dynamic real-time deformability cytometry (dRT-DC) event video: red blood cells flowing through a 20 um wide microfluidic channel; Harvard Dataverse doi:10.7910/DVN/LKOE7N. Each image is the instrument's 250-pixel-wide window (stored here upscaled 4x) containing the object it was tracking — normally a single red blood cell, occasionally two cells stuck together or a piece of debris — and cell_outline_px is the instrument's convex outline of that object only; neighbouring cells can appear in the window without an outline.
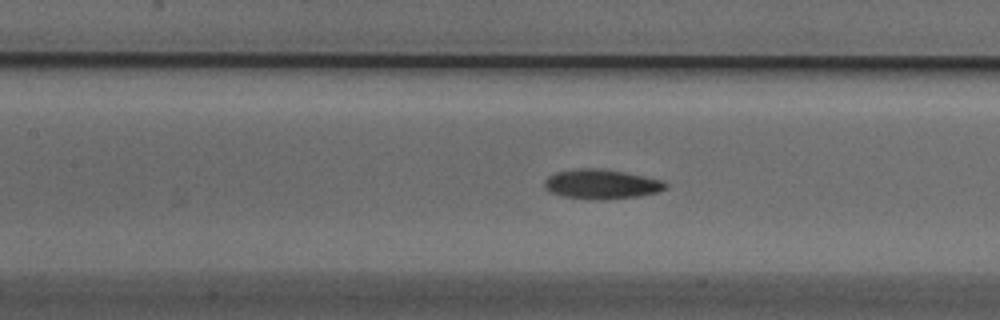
{"species": "Egyptian fruit bat (a non-hibernating species)", "species_latin": "Rousettus aegyptiacus", "temperature_condition": "cold", "stored_images_in_passage": 39, "camera_frame_rate_fps": 3000, "um_per_image_px": 0.085, "animal": {"sex": "male"}, "frame": {"image": 1, "passage_image": 8, "time_ms": 2.333, "image_size_px": [1000, 320], "cell_outline_px": [[668, 188], [656, 192], [640, 196], [608, 200], [592, 200], [564, 196], [548, 192], [544, 188], [544, 180], [548, 176], [556, 172], [576, 168], [600, 168], [624, 172], [664, 180], [668, 184]], "centroid_in_image_um": [51.12, 15.66], "position_along_channel_um": 156.3, "area_um2": 21.27}}
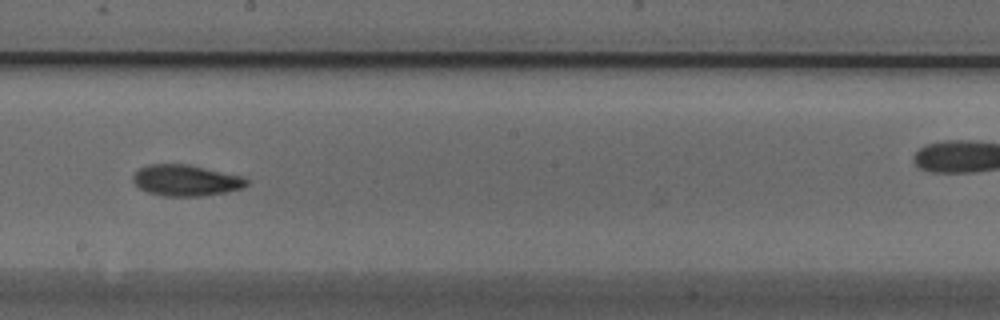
{"frame": {"image": 2, "passage_image": 14, "time_ms": 4.333, "image_size_px": [1000, 320], "cell_outline_px": [[248, 184], [244, 188], [224, 192], [200, 196], [164, 196], [148, 192], [140, 188], [132, 180], [132, 176], [140, 168], [148, 164], [188, 164], [244, 176], [248, 180]], "centroid_in_image_um": [15.82, 15.32], "position_along_channel_um": 232.4, "area_um2": 20.63}}
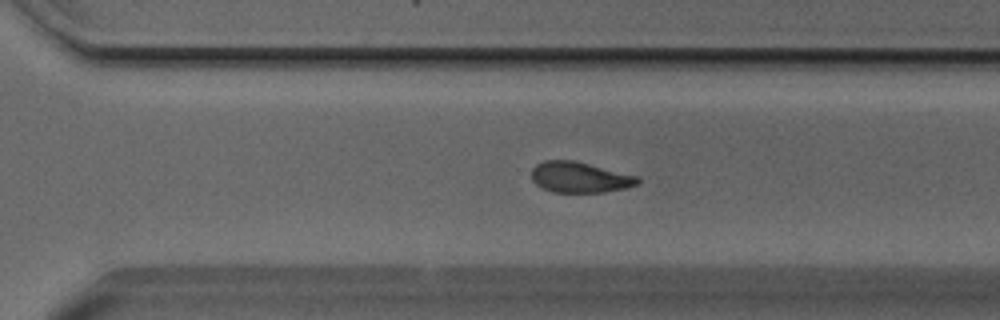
{"frame": {"image": 3, "passage_image": 21, "time_ms": 6.667, "image_size_px": [1000, 320], "cell_outline_px": [[640, 184], [628, 188], [604, 192], [552, 192], [536, 184], [532, 180], [532, 168], [536, 164], [544, 160], [572, 160], [640, 176]], "centroid_in_image_um": [49.32, 15.07], "position_along_channel_um": 321.3, "area_um2": 19.13}, "authors_computed_cell_mechanics": {"area_um2": 19.8254, "velocity_mm_per_s": 3.8208, "shape_relaxation_time_tau1_ms": 6.381, "shape_relaxation_time_tau2_ms": 7.4349, "deformation_change_tau1": 0.1412, "deformation_change_tau2": 0.1484}}